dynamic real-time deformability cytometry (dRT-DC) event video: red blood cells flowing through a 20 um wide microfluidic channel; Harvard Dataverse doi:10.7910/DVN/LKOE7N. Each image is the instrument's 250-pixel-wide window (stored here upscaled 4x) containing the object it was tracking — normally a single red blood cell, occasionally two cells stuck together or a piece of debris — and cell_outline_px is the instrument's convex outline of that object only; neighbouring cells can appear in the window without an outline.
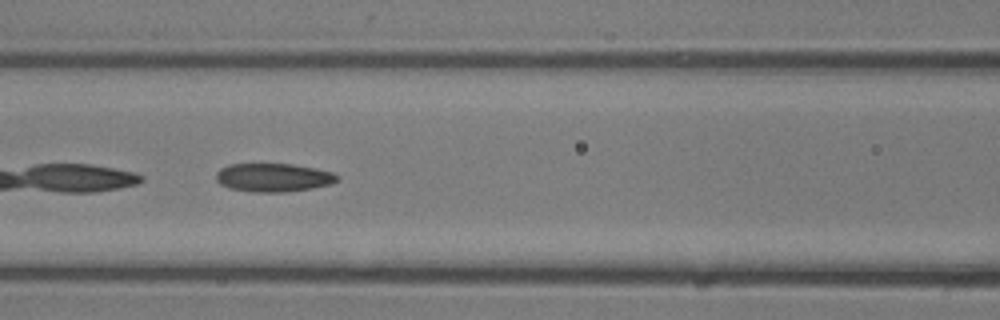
{"species": "common noctule bat (a hibernating species)", "species_latin": "Nyctalus noctula", "temperature_condition": "room temperature", "stored_images_in_passage": 16, "camera_frame_rate_fps": 3000, "um_per_image_px": 0.085, "animal": {"sex": "male", "body_mass_g": 13.3}, "frame": {"image": 1, "passage_image": 14, "time_ms": 4.333, "image_size_px": [1000, 320], "cell_outline_px": [[340, 176], [336, 180], [328, 184], [308, 188], [284, 192], [256, 192], [232, 188], [220, 184], [216, 180], [216, 172], [220, 168], [228, 164], [292, 164], [316, 168], [332, 172]], "centroid_in_image_um": [23.2, 15.07], "position_along_channel_um": 143.4, "area_um2": 19.83}}